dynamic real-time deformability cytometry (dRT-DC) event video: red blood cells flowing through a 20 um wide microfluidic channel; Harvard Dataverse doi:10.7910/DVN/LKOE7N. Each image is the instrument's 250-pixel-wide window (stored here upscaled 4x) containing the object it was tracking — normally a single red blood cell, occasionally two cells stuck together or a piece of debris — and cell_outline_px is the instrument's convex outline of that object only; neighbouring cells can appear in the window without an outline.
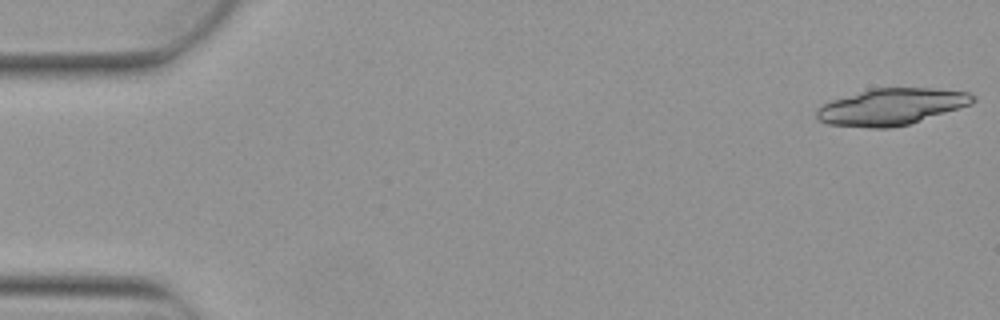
{"species": "Egyptian fruit bat (a non-hibernating species)", "species_latin": "Rousettus aegyptiacus", "temperature_condition": "warm", "stored_images_in_passage": 5, "camera_frame_rate_fps": 3000, "um_per_image_px": 0.085, "animal": {"sex": "female"}, "frame": {"image": 1, "passage_image": 1, "time_ms": 0.0, "image_size_px": [1000, 320], "cell_outline_px": [[976, 100], [972, 104], [908, 124], [888, 128], [868, 128], [828, 124], [820, 120], [816, 116], [816, 108], [832, 100], [868, 88], [932, 88], [968, 92], [976, 96]], "centroid_in_image_um": [75.76, 9.06], "position_along_channel_um": 9.2, "area_um2": 33.23}}